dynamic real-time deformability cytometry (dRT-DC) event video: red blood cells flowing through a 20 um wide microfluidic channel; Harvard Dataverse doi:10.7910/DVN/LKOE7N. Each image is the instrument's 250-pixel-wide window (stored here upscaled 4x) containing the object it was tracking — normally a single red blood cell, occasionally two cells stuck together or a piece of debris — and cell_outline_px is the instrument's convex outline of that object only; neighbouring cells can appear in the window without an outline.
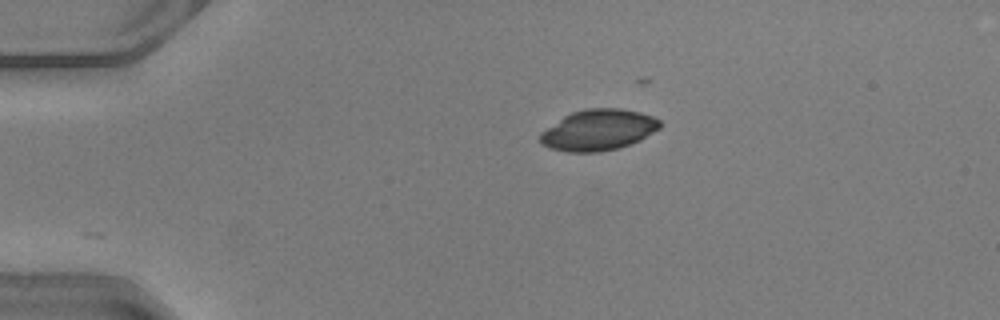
{"species": "common noctule bat (a hibernating species)", "species_latin": "Nyctalus noctula", "temperature_condition": "warm", "stored_images_in_passage": 10, "camera_frame_rate_fps": 3000, "um_per_image_px": 0.085, "animal": {"sex": "male", "body_mass_g": 20.5, "forearm_length_mm": 52.5}, "frame": {"image": 1, "passage_image": 1, "time_ms": 0.0, "image_size_px": [1000, 320], "cell_outline_px": [[660, 128], [640, 140], [616, 148], [600, 152], [568, 152], [552, 148], [544, 144], [540, 140], [540, 132], [564, 116], [572, 112], [584, 108], [620, 108], [640, 112], [652, 116], [660, 120]], "centroid_in_image_um": [50.87, 11.03], "position_along_channel_um": 34.1, "area_um2": 28.38}}